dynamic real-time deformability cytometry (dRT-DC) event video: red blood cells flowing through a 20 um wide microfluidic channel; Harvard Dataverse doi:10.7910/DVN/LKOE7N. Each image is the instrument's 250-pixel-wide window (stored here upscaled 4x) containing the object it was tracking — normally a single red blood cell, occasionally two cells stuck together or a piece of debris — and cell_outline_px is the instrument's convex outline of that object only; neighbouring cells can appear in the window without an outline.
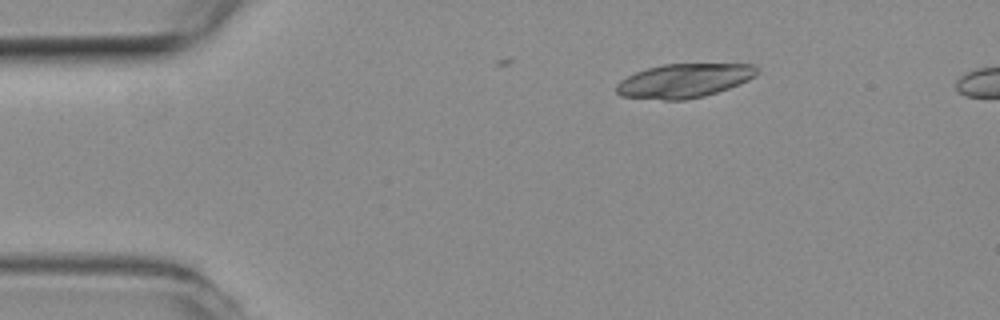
{"species": "common noctule bat (a hibernating species)", "species_latin": "Nyctalus noctula", "temperature_condition": "room temperature", "stored_images_in_passage": 7, "camera_frame_rate_fps": 3000, "um_per_image_px": 0.085, "animal": {"sex": "female", "body_mass_g": 19.3, "forearm_length_mm": 54.1}, "frame": {"image": 1, "passage_image": 1, "time_ms": 0.0, "image_size_px": [1000, 320], "cell_outline_px": [[760, 72], [748, 80], [728, 88], [704, 96], [684, 100], [664, 100], [620, 96], [616, 92], [616, 84], [620, 80], [636, 72], [648, 68], [664, 64], [752, 64]], "centroid_in_image_um": [58.12, 6.86], "position_along_channel_um": 26.9, "area_um2": 27.69}}